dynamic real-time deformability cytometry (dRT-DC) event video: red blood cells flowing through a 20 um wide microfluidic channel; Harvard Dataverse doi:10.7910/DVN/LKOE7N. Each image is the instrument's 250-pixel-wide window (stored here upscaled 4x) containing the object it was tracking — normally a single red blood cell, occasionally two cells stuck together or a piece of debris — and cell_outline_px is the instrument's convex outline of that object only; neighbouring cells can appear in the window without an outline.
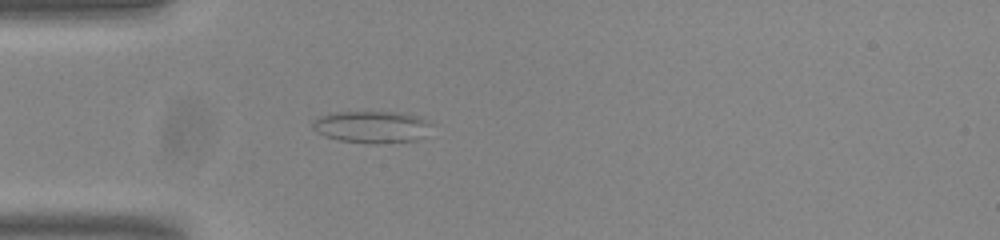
{"species": "common noctule bat (a hibernating species)", "species_latin": "Nyctalus noctula", "temperature_condition": "room temperature", "stored_images_in_passage": 52, "camera_frame_rate_fps": 3000, "um_per_image_px": 0.085, "animal": {"sex": "male", "body_mass_g": 20.0, "forearm_length_mm": 53.3}, "frame": {"image": 1, "passage_image": 14, "time_ms": 4.333, "image_size_px": [1000, 240], "cell_outline_px": [[432, 124], [424, 136], [416, 140], [380, 144], [376, 144], [336, 140], [324, 136], [316, 132], [312, 128], [312, 124], [320, 116], [328, 112], [404, 112], [420, 116]], "centroid_in_image_um": [31.6, 10.78], "position_along_channel_um": 53.4, "area_um2": 22.48}}
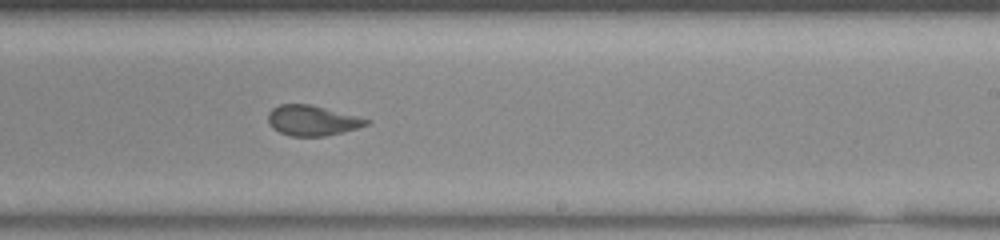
{"frame": {"image": 2, "passage_image": 31, "time_ms": 10.0, "image_size_px": [1000, 240], "cell_outline_px": [[372, 120], [368, 124], [356, 128], [324, 136], [288, 136], [272, 128], [268, 120], [268, 112], [272, 108], [280, 104], [308, 104]], "centroid_in_image_um": [26.49, 10.24], "position_along_channel_um": 262.5, "area_um2": 17.05}}
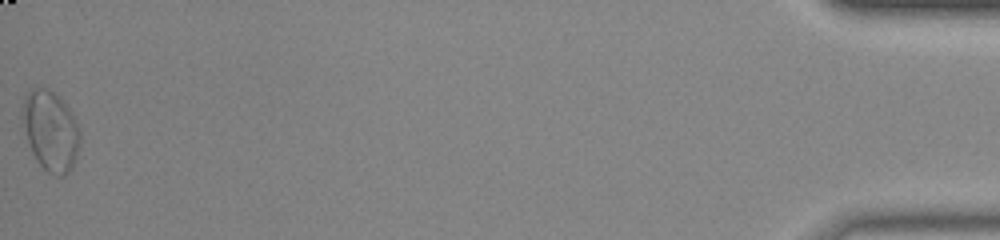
{"frame": {"image": 3, "passage_image": 52, "time_ms": 17.0, "image_size_px": [1000, 240], "cell_outline_px": [[80, 136], [76, 156], [72, 168], [64, 176], [56, 176], [48, 172], [36, 160], [32, 152], [20, 116], [24, 96], [32, 88], [44, 88], [52, 92], [64, 100], [80, 132]], "centroid_in_image_um": [4.27, 11.11], "position_along_channel_um": 430.9, "area_um2": 26.65}, "authors_computed_cell_mechanics": {"area_um2": 18.7272, "velocity_mm_per_s": 3.8172, "shape_relaxation_time_tau1_ms": null, "shape_relaxation_time_tau2_ms": 0.9538, "deformation_change_tau1": null, "deformation_change_tau2": 0.073}}